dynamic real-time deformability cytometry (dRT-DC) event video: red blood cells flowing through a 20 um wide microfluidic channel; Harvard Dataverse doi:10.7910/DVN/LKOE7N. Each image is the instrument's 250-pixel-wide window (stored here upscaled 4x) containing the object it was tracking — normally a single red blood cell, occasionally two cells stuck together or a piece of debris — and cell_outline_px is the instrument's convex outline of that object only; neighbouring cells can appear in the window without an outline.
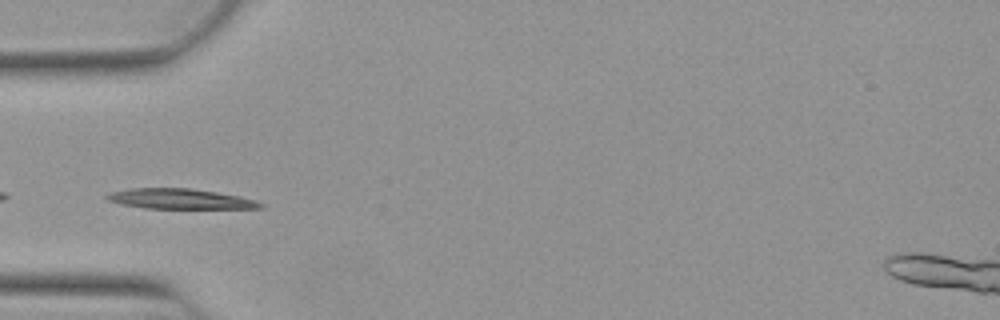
{"species": "Egyptian fruit bat (a non-hibernating species)", "species_latin": "Rousettus aegyptiacus", "temperature_condition": "warm", "stored_images_in_passage": 37, "camera_frame_rate_fps": 3000, "um_per_image_px": 0.085, "animal": {"sex": "female"}, "frame": {"image": 1, "passage_image": 1, "time_ms": 0.0, "image_size_px": [1000, 320], "cell_outline_px": [[264, 208], [144, 208], [120, 204], [108, 200], [104, 196], [108, 192], [128, 188], [192, 188], [240, 196], [256, 200], [264, 204]], "centroid_in_image_um": [15.27, 16.9], "position_along_channel_um": 69.7, "area_um2": 18.15}}
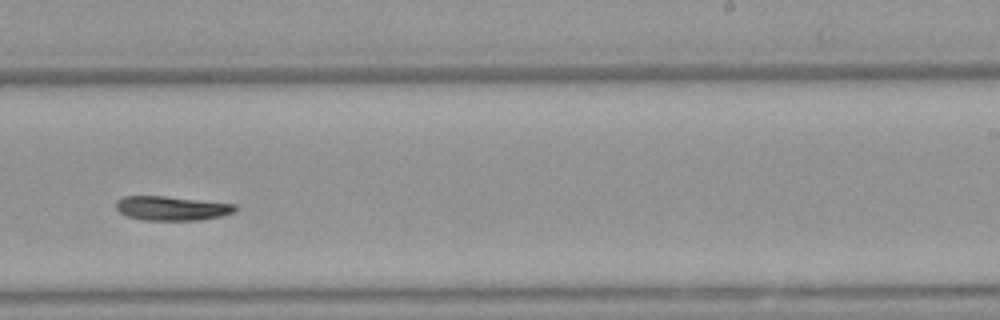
{"frame": {"image": 2, "passage_image": 17, "time_ms": 5.333, "image_size_px": [1000, 320], "cell_outline_px": [[236, 212], [220, 216], [200, 220], [140, 220], [128, 216], [120, 212], [116, 208], [116, 200], [124, 196], [164, 196], [236, 204]], "centroid_in_image_um": [14.59, 17.7], "position_along_channel_um": 274.4, "area_um2": 16.82}}
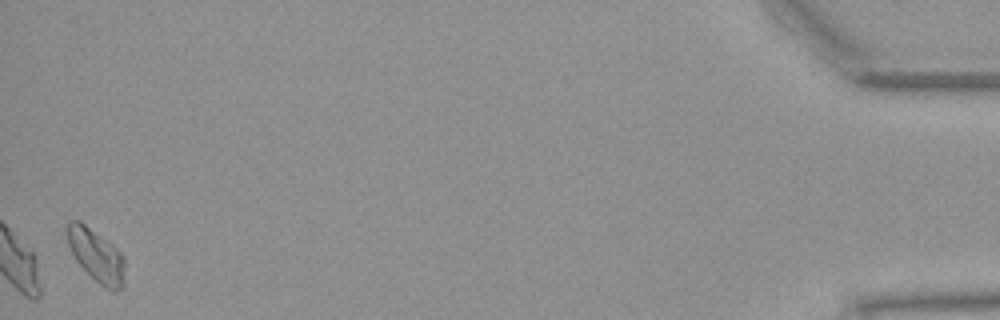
{"frame": {"image": 3, "passage_image": 36, "time_ms": 11.667, "image_size_px": [1000, 320], "cell_outline_px": [[124, 284], [116, 292], [112, 292], [104, 288], [76, 260], [68, 244], [68, 224], [72, 220], [80, 220], [112, 244], [124, 256]], "centroid_in_image_um": [8.22, 21.73], "position_along_channel_um": 427.0, "area_um2": 17.4}}